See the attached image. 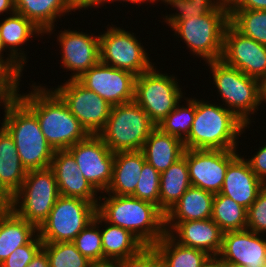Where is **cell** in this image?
<instances>
[{
    "instance_id": "cell-1",
    "label": "cell",
    "mask_w": 266,
    "mask_h": 267,
    "mask_svg": "<svg viewBox=\"0 0 266 267\" xmlns=\"http://www.w3.org/2000/svg\"><path fill=\"white\" fill-rule=\"evenodd\" d=\"M35 84L32 83L33 89L28 94H19V99L36 115L51 147L54 150H65L84 140L89 134L54 88L46 89L42 84Z\"/></svg>"
},
{
    "instance_id": "cell-2",
    "label": "cell",
    "mask_w": 266,
    "mask_h": 267,
    "mask_svg": "<svg viewBox=\"0 0 266 267\" xmlns=\"http://www.w3.org/2000/svg\"><path fill=\"white\" fill-rule=\"evenodd\" d=\"M107 195H100L97 205V213L107 223L130 231L145 246H154L167 233L165 213L153 203L132 196Z\"/></svg>"
},
{
    "instance_id": "cell-3",
    "label": "cell",
    "mask_w": 266,
    "mask_h": 267,
    "mask_svg": "<svg viewBox=\"0 0 266 267\" xmlns=\"http://www.w3.org/2000/svg\"><path fill=\"white\" fill-rule=\"evenodd\" d=\"M204 101L196 99L192 127L183 141L185 149H237L238 136L249 126L222 105Z\"/></svg>"
},
{
    "instance_id": "cell-4",
    "label": "cell",
    "mask_w": 266,
    "mask_h": 267,
    "mask_svg": "<svg viewBox=\"0 0 266 267\" xmlns=\"http://www.w3.org/2000/svg\"><path fill=\"white\" fill-rule=\"evenodd\" d=\"M3 127L13 137L27 171L51 166L54 148L47 142L36 115L18 98L4 108Z\"/></svg>"
},
{
    "instance_id": "cell-5",
    "label": "cell",
    "mask_w": 266,
    "mask_h": 267,
    "mask_svg": "<svg viewBox=\"0 0 266 267\" xmlns=\"http://www.w3.org/2000/svg\"><path fill=\"white\" fill-rule=\"evenodd\" d=\"M207 63L213 76V84L223 99L222 105L247 126L250 125L251 115L255 114L259 109L258 106L263 103L261 82L247 76L237 68L228 66L222 60Z\"/></svg>"
},
{
    "instance_id": "cell-6",
    "label": "cell",
    "mask_w": 266,
    "mask_h": 267,
    "mask_svg": "<svg viewBox=\"0 0 266 267\" xmlns=\"http://www.w3.org/2000/svg\"><path fill=\"white\" fill-rule=\"evenodd\" d=\"M228 24L229 7L218 4L208 14L193 16L187 21H176L171 29L174 36L184 40L193 55L208 62L221 60L224 32Z\"/></svg>"
},
{
    "instance_id": "cell-7",
    "label": "cell",
    "mask_w": 266,
    "mask_h": 267,
    "mask_svg": "<svg viewBox=\"0 0 266 267\" xmlns=\"http://www.w3.org/2000/svg\"><path fill=\"white\" fill-rule=\"evenodd\" d=\"M155 127L147 113L132 101L113 105L107 123L98 135L113 153L139 151Z\"/></svg>"
},
{
    "instance_id": "cell-8",
    "label": "cell",
    "mask_w": 266,
    "mask_h": 267,
    "mask_svg": "<svg viewBox=\"0 0 266 267\" xmlns=\"http://www.w3.org/2000/svg\"><path fill=\"white\" fill-rule=\"evenodd\" d=\"M59 196L54 171L50 167L29 170L22 186L11 197V209L39 229Z\"/></svg>"
},
{
    "instance_id": "cell-9",
    "label": "cell",
    "mask_w": 266,
    "mask_h": 267,
    "mask_svg": "<svg viewBox=\"0 0 266 267\" xmlns=\"http://www.w3.org/2000/svg\"><path fill=\"white\" fill-rule=\"evenodd\" d=\"M98 203L59 196L47 220L38 229L43 243L73 242L76 236L94 219Z\"/></svg>"
},
{
    "instance_id": "cell-10",
    "label": "cell",
    "mask_w": 266,
    "mask_h": 267,
    "mask_svg": "<svg viewBox=\"0 0 266 267\" xmlns=\"http://www.w3.org/2000/svg\"><path fill=\"white\" fill-rule=\"evenodd\" d=\"M175 76L156 71L154 65L135 78L134 101L157 125L178 103L183 93Z\"/></svg>"
},
{
    "instance_id": "cell-11",
    "label": "cell",
    "mask_w": 266,
    "mask_h": 267,
    "mask_svg": "<svg viewBox=\"0 0 266 267\" xmlns=\"http://www.w3.org/2000/svg\"><path fill=\"white\" fill-rule=\"evenodd\" d=\"M107 27V31L99 34L100 62L139 76L148 71L154 63L150 62L147 50L140 39L131 31L117 26Z\"/></svg>"
},
{
    "instance_id": "cell-12",
    "label": "cell",
    "mask_w": 266,
    "mask_h": 267,
    "mask_svg": "<svg viewBox=\"0 0 266 267\" xmlns=\"http://www.w3.org/2000/svg\"><path fill=\"white\" fill-rule=\"evenodd\" d=\"M54 91L90 135H98L105 127L112 105L77 80L68 79Z\"/></svg>"
},
{
    "instance_id": "cell-13",
    "label": "cell",
    "mask_w": 266,
    "mask_h": 267,
    "mask_svg": "<svg viewBox=\"0 0 266 267\" xmlns=\"http://www.w3.org/2000/svg\"><path fill=\"white\" fill-rule=\"evenodd\" d=\"M74 157L80 173L100 194L112 180L114 153L99 135H88L67 149Z\"/></svg>"
},
{
    "instance_id": "cell-14",
    "label": "cell",
    "mask_w": 266,
    "mask_h": 267,
    "mask_svg": "<svg viewBox=\"0 0 266 267\" xmlns=\"http://www.w3.org/2000/svg\"><path fill=\"white\" fill-rule=\"evenodd\" d=\"M237 149H185L191 186L218 194L222 189L229 163L238 155Z\"/></svg>"
},
{
    "instance_id": "cell-15",
    "label": "cell",
    "mask_w": 266,
    "mask_h": 267,
    "mask_svg": "<svg viewBox=\"0 0 266 267\" xmlns=\"http://www.w3.org/2000/svg\"><path fill=\"white\" fill-rule=\"evenodd\" d=\"M221 60L260 82L266 77V46L244 36L230 23L224 32Z\"/></svg>"
},
{
    "instance_id": "cell-16",
    "label": "cell",
    "mask_w": 266,
    "mask_h": 267,
    "mask_svg": "<svg viewBox=\"0 0 266 267\" xmlns=\"http://www.w3.org/2000/svg\"><path fill=\"white\" fill-rule=\"evenodd\" d=\"M135 78L128 71L99 62L77 81L113 106L134 101Z\"/></svg>"
},
{
    "instance_id": "cell-17",
    "label": "cell",
    "mask_w": 266,
    "mask_h": 267,
    "mask_svg": "<svg viewBox=\"0 0 266 267\" xmlns=\"http://www.w3.org/2000/svg\"><path fill=\"white\" fill-rule=\"evenodd\" d=\"M59 34L57 41L61 45V63L65 69L72 71L71 80H77L100 62L99 35L70 29L61 30Z\"/></svg>"
},
{
    "instance_id": "cell-18",
    "label": "cell",
    "mask_w": 266,
    "mask_h": 267,
    "mask_svg": "<svg viewBox=\"0 0 266 267\" xmlns=\"http://www.w3.org/2000/svg\"><path fill=\"white\" fill-rule=\"evenodd\" d=\"M261 236L249 229L224 232L217 259L224 265L265 267L266 238Z\"/></svg>"
},
{
    "instance_id": "cell-19",
    "label": "cell",
    "mask_w": 266,
    "mask_h": 267,
    "mask_svg": "<svg viewBox=\"0 0 266 267\" xmlns=\"http://www.w3.org/2000/svg\"><path fill=\"white\" fill-rule=\"evenodd\" d=\"M165 229L179 244L202 250L212 258H217L221 251L224 232L211 218L165 222Z\"/></svg>"
},
{
    "instance_id": "cell-20",
    "label": "cell",
    "mask_w": 266,
    "mask_h": 267,
    "mask_svg": "<svg viewBox=\"0 0 266 267\" xmlns=\"http://www.w3.org/2000/svg\"><path fill=\"white\" fill-rule=\"evenodd\" d=\"M50 168L54 171L61 196L99 202L98 191L80 173L73 155L67 149L55 150Z\"/></svg>"
},
{
    "instance_id": "cell-21",
    "label": "cell",
    "mask_w": 266,
    "mask_h": 267,
    "mask_svg": "<svg viewBox=\"0 0 266 267\" xmlns=\"http://www.w3.org/2000/svg\"><path fill=\"white\" fill-rule=\"evenodd\" d=\"M264 187L246 159L238 154L228 165L220 194L248 209Z\"/></svg>"
},
{
    "instance_id": "cell-22",
    "label": "cell",
    "mask_w": 266,
    "mask_h": 267,
    "mask_svg": "<svg viewBox=\"0 0 266 267\" xmlns=\"http://www.w3.org/2000/svg\"><path fill=\"white\" fill-rule=\"evenodd\" d=\"M145 162L141 150L115 152L112 180L105 193L132 196L135 193Z\"/></svg>"
},
{
    "instance_id": "cell-23",
    "label": "cell",
    "mask_w": 266,
    "mask_h": 267,
    "mask_svg": "<svg viewBox=\"0 0 266 267\" xmlns=\"http://www.w3.org/2000/svg\"><path fill=\"white\" fill-rule=\"evenodd\" d=\"M3 20L0 22V35L4 49L8 48L10 53L7 58L15 59L24 68L27 55L21 49L22 45L26 44L30 38H35L40 34L44 36V33L24 15L16 12Z\"/></svg>"
},
{
    "instance_id": "cell-24",
    "label": "cell",
    "mask_w": 266,
    "mask_h": 267,
    "mask_svg": "<svg viewBox=\"0 0 266 267\" xmlns=\"http://www.w3.org/2000/svg\"><path fill=\"white\" fill-rule=\"evenodd\" d=\"M141 151L146 162L161 174L183 156L185 147L181 139L155 127L144 142Z\"/></svg>"
},
{
    "instance_id": "cell-25",
    "label": "cell",
    "mask_w": 266,
    "mask_h": 267,
    "mask_svg": "<svg viewBox=\"0 0 266 267\" xmlns=\"http://www.w3.org/2000/svg\"><path fill=\"white\" fill-rule=\"evenodd\" d=\"M14 6L16 13L24 15L44 34L50 35L58 17L73 11L71 0H14Z\"/></svg>"
},
{
    "instance_id": "cell-26",
    "label": "cell",
    "mask_w": 266,
    "mask_h": 267,
    "mask_svg": "<svg viewBox=\"0 0 266 267\" xmlns=\"http://www.w3.org/2000/svg\"><path fill=\"white\" fill-rule=\"evenodd\" d=\"M27 170L22 165L13 137L0 129V189L12 197L22 186Z\"/></svg>"
},
{
    "instance_id": "cell-27",
    "label": "cell",
    "mask_w": 266,
    "mask_h": 267,
    "mask_svg": "<svg viewBox=\"0 0 266 267\" xmlns=\"http://www.w3.org/2000/svg\"><path fill=\"white\" fill-rule=\"evenodd\" d=\"M215 195L190 186L176 204L165 213V222L206 220L212 216Z\"/></svg>"
},
{
    "instance_id": "cell-28",
    "label": "cell",
    "mask_w": 266,
    "mask_h": 267,
    "mask_svg": "<svg viewBox=\"0 0 266 267\" xmlns=\"http://www.w3.org/2000/svg\"><path fill=\"white\" fill-rule=\"evenodd\" d=\"M38 229L11 208L0 217V264L18 247L28 244Z\"/></svg>"
},
{
    "instance_id": "cell-29",
    "label": "cell",
    "mask_w": 266,
    "mask_h": 267,
    "mask_svg": "<svg viewBox=\"0 0 266 267\" xmlns=\"http://www.w3.org/2000/svg\"><path fill=\"white\" fill-rule=\"evenodd\" d=\"M191 186L184 156L160 174L159 208L166 213Z\"/></svg>"
},
{
    "instance_id": "cell-30",
    "label": "cell",
    "mask_w": 266,
    "mask_h": 267,
    "mask_svg": "<svg viewBox=\"0 0 266 267\" xmlns=\"http://www.w3.org/2000/svg\"><path fill=\"white\" fill-rule=\"evenodd\" d=\"M154 247L164 267H204L212 259L202 250L179 244L168 233Z\"/></svg>"
},
{
    "instance_id": "cell-31",
    "label": "cell",
    "mask_w": 266,
    "mask_h": 267,
    "mask_svg": "<svg viewBox=\"0 0 266 267\" xmlns=\"http://www.w3.org/2000/svg\"><path fill=\"white\" fill-rule=\"evenodd\" d=\"M101 222L106 224V227L104 226L102 227V230H100L103 259L109 258L121 260L137 254L145 246L130 231L109 224L102 217Z\"/></svg>"
},
{
    "instance_id": "cell-32",
    "label": "cell",
    "mask_w": 266,
    "mask_h": 267,
    "mask_svg": "<svg viewBox=\"0 0 266 267\" xmlns=\"http://www.w3.org/2000/svg\"><path fill=\"white\" fill-rule=\"evenodd\" d=\"M211 219L223 232L247 229V209L220 193L215 194Z\"/></svg>"
},
{
    "instance_id": "cell-33",
    "label": "cell",
    "mask_w": 266,
    "mask_h": 267,
    "mask_svg": "<svg viewBox=\"0 0 266 267\" xmlns=\"http://www.w3.org/2000/svg\"><path fill=\"white\" fill-rule=\"evenodd\" d=\"M229 23L244 36L266 46V10L229 9Z\"/></svg>"
},
{
    "instance_id": "cell-34",
    "label": "cell",
    "mask_w": 266,
    "mask_h": 267,
    "mask_svg": "<svg viewBox=\"0 0 266 267\" xmlns=\"http://www.w3.org/2000/svg\"><path fill=\"white\" fill-rule=\"evenodd\" d=\"M187 105L182 106L179 103L176 107L156 125L162 132L168 133L184 141L191 130L195 116L196 99L184 98Z\"/></svg>"
},
{
    "instance_id": "cell-35",
    "label": "cell",
    "mask_w": 266,
    "mask_h": 267,
    "mask_svg": "<svg viewBox=\"0 0 266 267\" xmlns=\"http://www.w3.org/2000/svg\"><path fill=\"white\" fill-rule=\"evenodd\" d=\"M50 267H88V260L73 242L43 243Z\"/></svg>"
},
{
    "instance_id": "cell-36",
    "label": "cell",
    "mask_w": 266,
    "mask_h": 267,
    "mask_svg": "<svg viewBox=\"0 0 266 267\" xmlns=\"http://www.w3.org/2000/svg\"><path fill=\"white\" fill-rule=\"evenodd\" d=\"M23 67L15 59L0 58V106L4 108L19 98Z\"/></svg>"
},
{
    "instance_id": "cell-37",
    "label": "cell",
    "mask_w": 266,
    "mask_h": 267,
    "mask_svg": "<svg viewBox=\"0 0 266 267\" xmlns=\"http://www.w3.org/2000/svg\"><path fill=\"white\" fill-rule=\"evenodd\" d=\"M101 216L96 213L94 219L76 236L73 243L88 260L103 259L102 238L100 229Z\"/></svg>"
},
{
    "instance_id": "cell-38",
    "label": "cell",
    "mask_w": 266,
    "mask_h": 267,
    "mask_svg": "<svg viewBox=\"0 0 266 267\" xmlns=\"http://www.w3.org/2000/svg\"><path fill=\"white\" fill-rule=\"evenodd\" d=\"M171 5L175 14L165 15L163 20L171 27L176 21H187L193 16H202L210 13L218 4V0H158ZM178 12V13H177Z\"/></svg>"
},
{
    "instance_id": "cell-39",
    "label": "cell",
    "mask_w": 266,
    "mask_h": 267,
    "mask_svg": "<svg viewBox=\"0 0 266 267\" xmlns=\"http://www.w3.org/2000/svg\"><path fill=\"white\" fill-rule=\"evenodd\" d=\"M139 182L132 197L153 203L159 207L160 173L148 162H145Z\"/></svg>"
},
{
    "instance_id": "cell-40",
    "label": "cell",
    "mask_w": 266,
    "mask_h": 267,
    "mask_svg": "<svg viewBox=\"0 0 266 267\" xmlns=\"http://www.w3.org/2000/svg\"><path fill=\"white\" fill-rule=\"evenodd\" d=\"M43 242L39 234L28 243L14 250L1 264L0 267H27L36 253L42 248Z\"/></svg>"
},
{
    "instance_id": "cell-41",
    "label": "cell",
    "mask_w": 266,
    "mask_h": 267,
    "mask_svg": "<svg viewBox=\"0 0 266 267\" xmlns=\"http://www.w3.org/2000/svg\"><path fill=\"white\" fill-rule=\"evenodd\" d=\"M247 229L262 235L266 233V185L247 209Z\"/></svg>"
},
{
    "instance_id": "cell-42",
    "label": "cell",
    "mask_w": 266,
    "mask_h": 267,
    "mask_svg": "<svg viewBox=\"0 0 266 267\" xmlns=\"http://www.w3.org/2000/svg\"><path fill=\"white\" fill-rule=\"evenodd\" d=\"M120 267H164L154 246H144L137 254L120 260Z\"/></svg>"
},
{
    "instance_id": "cell-43",
    "label": "cell",
    "mask_w": 266,
    "mask_h": 267,
    "mask_svg": "<svg viewBox=\"0 0 266 267\" xmlns=\"http://www.w3.org/2000/svg\"><path fill=\"white\" fill-rule=\"evenodd\" d=\"M254 174L266 185V144L253 157L246 159Z\"/></svg>"
},
{
    "instance_id": "cell-44",
    "label": "cell",
    "mask_w": 266,
    "mask_h": 267,
    "mask_svg": "<svg viewBox=\"0 0 266 267\" xmlns=\"http://www.w3.org/2000/svg\"><path fill=\"white\" fill-rule=\"evenodd\" d=\"M229 9L266 10V0H236Z\"/></svg>"
},
{
    "instance_id": "cell-45",
    "label": "cell",
    "mask_w": 266,
    "mask_h": 267,
    "mask_svg": "<svg viewBox=\"0 0 266 267\" xmlns=\"http://www.w3.org/2000/svg\"><path fill=\"white\" fill-rule=\"evenodd\" d=\"M109 3V0H71V4H72V8H73V12H75L76 10H84V9H89V8H99V5H103V4Z\"/></svg>"
},
{
    "instance_id": "cell-46",
    "label": "cell",
    "mask_w": 266,
    "mask_h": 267,
    "mask_svg": "<svg viewBox=\"0 0 266 267\" xmlns=\"http://www.w3.org/2000/svg\"><path fill=\"white\" fill-rule=\"evenodd\" d=\"M27 267H50L46 252L41 248Z\"/></svg>"
},
{
    "instance_id": "cell-47",
    "label": "cell",
    "mask_w": 266,
    "mask_h": 267,
    "mask_svg": "<svg viewBox=\"0 0 266 267\" xmlns=\"http://www.w3.org/2000/svg\"><path fill=\"white\" fill-rule=\"evenodd\" d=\"M88 267H120V260L104 258L100 260H92Z\"/></svg>"
},
{
    "instance_id": "cell-48",
    "label": "cell",
    "mask_w": 266,
    "mask_h": 267,
    "mask_svg": "<svg viewBox=\"0 0 266 267\" xmlns=\"http://www.w3.org/2000/svg\"><path fill=\"white\" fill-rule=\"evenodd\" d=\"M11 208V198L0 189V217Z\"/></svg>"
},
{
    "instance_id": "cell-49",
    "label": "cell",
    "mask_w": 266,
    "mask_h": 267,
    "mask_svg": "<svg viewBox=\"0 0 266 267\" xmlns=\"http://www.w3.org/2000/svg\"><path fill=\"white\" fill-rule=\"evenodd\" d=\"M13 14L15 13L14 0H0V16L3 13ZM12 12V13H11Z\"/></svg>"
},
{
    "instance_id": "cell-50",
    "label": "cell",
    "mask_w": 266,
    "mask_h": 267,
    "mask_svg": "<svg viewBox=\"0 0 266 267\" xmlns=\"http://www.w3.org/2000/svg\"><path fill=\"white\" fill-rule=\"evenodd\" d=\"M204 267H224V264L217 258H212Z\"/></svg>"
},
{
    "instance_id": "cell-51",
    "label": "cell",
    "mask_w": 266,
    "mask_h": 267,
    "mask_svg": "<svg viewBox=\"0 0 266 267\" xmlns=\"http://www.w3.org/2000/svg\"><path fill=\"white\" fill-rule=\"evenodd\" d=\"M261 95L263 103H266V77L261 81Z\"/></svg>"
},
{
    "instance_id": "cell-52",
    "label": "cell",
    "mask_w": 266,
    "mask_h": 267,
    "mask_svg": "<svg viewBox=\"0 0 266 267\" xmlns=\"http://www.w3.org/2000/svg\"><path fill=\"white\" fill-rule=\"evenodd\" d=\"M116 2V1H118V2H130V3H132V4H138V6L139 5H141V3H145V1H146V3L147 2H149V3H151L149 0H109V2Z\"/></svg>"
},
{
    "instance_id": "cell-53",
    "label": "cell",
    "mask_w": 266,
    "mask_h": 267,
    "mask_svg": "<svg viewBox=\"0 0 266 267\" xmlns=\"http://www.w3.org/2000/svg\"><path fill=\"white\" fill-rule=\"evenodd\" d=\"M236 0H218L219 4L230 7Z\"/></svg>"
},
{
    "instance_id": "cell-54",
    "label": "cell",
    "mask_w": 266,
    "mask_h": 267,
    "mask_svg": "<svg viewBox=\"0 0 266 267\" xmlns=\"http://www.w3.org/2000/svg\"><path fill=\"white\" fill-rule=\"evenodd\" d=\"M4 51L6 52V50L4 49L1 35H0V58H2V59H4V55H2L3 54L2 52H4Z\"/></svg>"
},
{
    "instance_id": "cell-55",
    "label": "cell",
    "mask_w": 266,
    "mask_h": 267,
    "mask_svg": "<svg viewBox=\"0 0 266 267\" xmlns=\"http://www.w3.org/2000/svg\"><path fill=\"white\" fill-rule=\"evenodd\" d=\"M224 267H240V266H235V265H224Z\"/></svg>"
},
{
    "instance_id": "cell-56",
    "label": "cell",
    "mask_w": 266,
    "mask_h": 267,
    "mask_svg": "<svg viewBox=\"0 0 266 267\" xmlns=\"http://www.w3.org/2000/svg\"><path fill=\"white\" fill-rule=\"evenodd\" d=\"M151 3L153 2V4H154V2H156V1H158V0H149Z\"/></svg>"
}]
</instances>
